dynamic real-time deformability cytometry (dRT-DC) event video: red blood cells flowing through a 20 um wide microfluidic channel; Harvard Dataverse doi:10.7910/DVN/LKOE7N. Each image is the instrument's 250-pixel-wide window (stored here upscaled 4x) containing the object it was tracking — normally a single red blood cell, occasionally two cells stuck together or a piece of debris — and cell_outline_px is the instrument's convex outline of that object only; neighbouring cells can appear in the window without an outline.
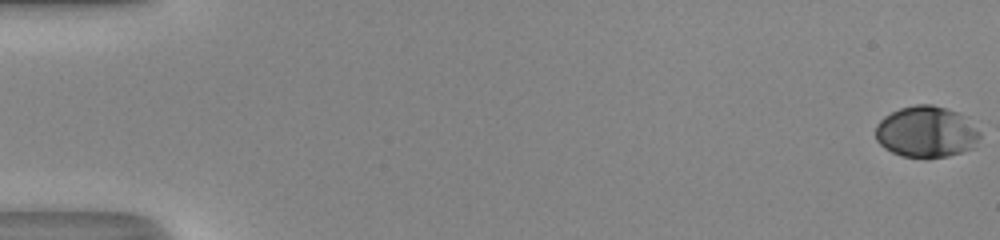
{"species": "human", "species_latin": "Homo sapiens", "temperature_condition": "room temperature", "stored_images_in_passage": 52, "camera_frame_rate_fps": 3000, "um_per_image_px": 0.085, "donor": {"sex": "male"}, "frame": {"image": 1, "passage_image": 1, "time_ms": 0.0, "image_size_px": [1000, 240], "cell_outline_px": [[980, 136], [976, 148], [948, 156], [904, 156], [892, 152], [884, 148], [876, 140], [876, 124], [884, 116], [900, 108], [916, 104], [932, 104], [968, 116], [980, 132]], "centroid_in_image_um": [78.77, 11.19], "position_along_channel_um": 6.2, "area_um2": 31.27}}
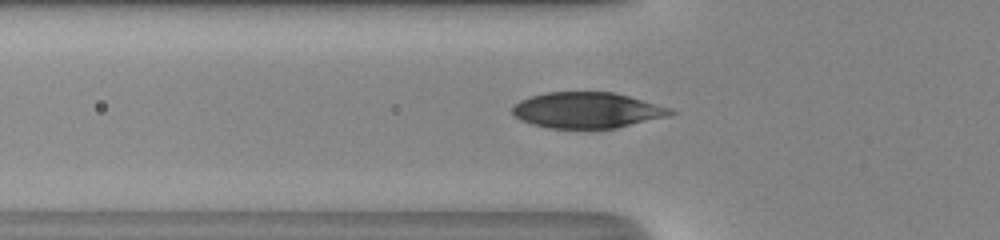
{"frame": {"image": 2, "passage_image": 20, "time_ms": 6.333, "image_size_px": [1000, 240], "cell_outline_px": [[676, 112], [668, 116], [616, 128], [548, 128], [532, 124], [520, 120], [512, 112], [512, 108], [520, 100], [544, 92], [612, 92], [628, 96], [672, 108]], "centroid_in_image_um": [49.9, 9.37], "position_along_channel_um": 75.9, "area_um2": 32.83}}
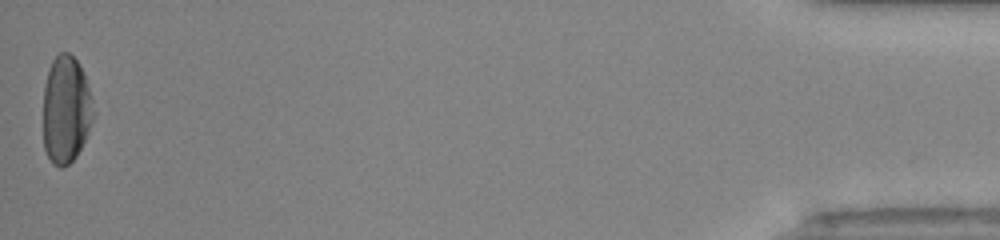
{"frame": {"image": 3, "passage_image": 52, "time_ms": 17.0, "image_size_px": [1000, 240], "cell_outline_px": [[96, 112], [88, 132], [76, 156], [68, 164], [60, 168], [52, 164], [44, 148], [44, 84], [48, 68], [52, 60], [60, 52], [68, 52], [76, 60], [84, 72], [92, 96]], "centroid_in_image_um": [5.62, 9.3], "position_along_channel_um": 429.6, "area_um2": 31.79}, "authors_computed_cell_mechanics": {"area_um2": 32.657, "velocity_mm_per_s": 4.1959, "shape_relaxation_time_tau1_ms": 4.3058, "shape_relaxation_time_tau2_ms": null, "deformation_change_tau1": 0.2021, "deformation_change_tau2": null}}